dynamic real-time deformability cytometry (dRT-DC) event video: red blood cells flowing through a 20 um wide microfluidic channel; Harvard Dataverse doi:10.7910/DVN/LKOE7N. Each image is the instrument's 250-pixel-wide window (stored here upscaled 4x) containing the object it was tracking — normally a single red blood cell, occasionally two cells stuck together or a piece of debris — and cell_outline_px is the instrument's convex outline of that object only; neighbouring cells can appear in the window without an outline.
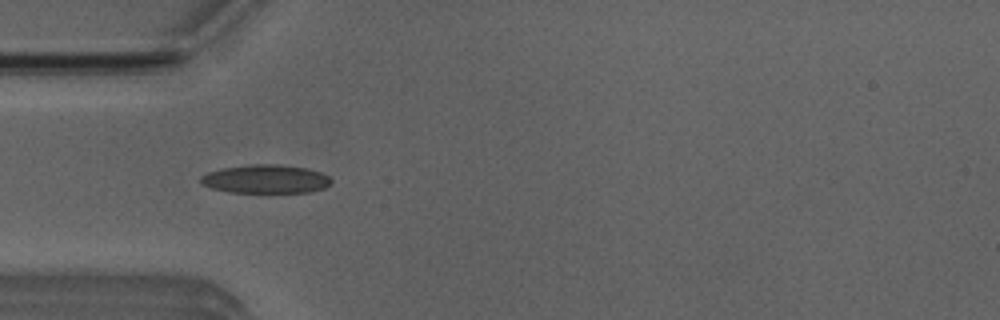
{"species": "Egyptian fruit bat (a non-hibernating species)", "species_latin": "Rousettus aegyptiacus", "temperature_condition": "room temperature", "stored_images_in_passage": 41, "camera_frame_rate_fps": 3000, "um_per_image_px": 0.085, "animal": {"sex": "male"}, "frame": {"image": 1, "passage_image": 4, "time_ms": 1.0, "image_size_px": [1000, 320], "cell_outline_px": [[332, 184], [324, 188], [312, 192], [228, 192], [212, 188], [200, 184], [200, 176], [208, 172], [224, 168], [252, 164], [276, 164], [304, 168], [320, 172], [328, 176], [332, 180]], "centroid_in_image_um": [22.58, 15.22], "position_along_channel_um": 62.4, "area_um2": 21.68}}
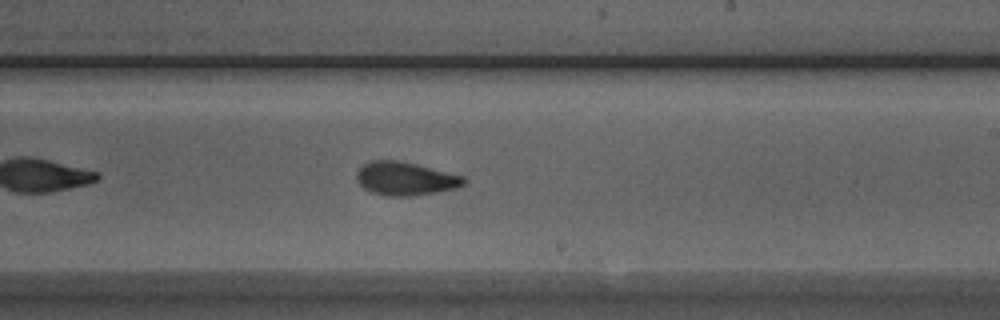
{"frame": {"image": 2, "passage_image": 19, "time_ms": 6.0, "image_size_px": [1000, 320], "cell_outline_px": [[468, 180], [464, 184], [456, 188], [408, 196], [384, 196], [372, 192], [364, 188], [360, 184], [356, 176], [356, 172], [368, 160], [400, 160], [464, 176]], "centroid_in_image_um": [34.44, 15.17], "position_along_channel_um": 254.6, "area_um2": 20.75}}
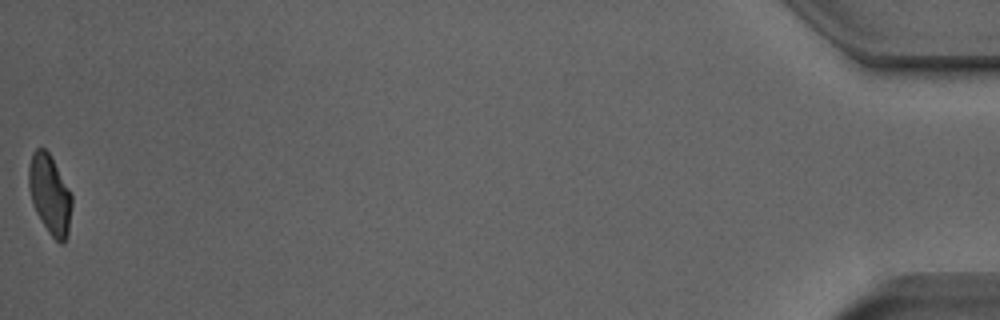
{"frame": {"image": 3, "passage_image": 41, "time_ms": 13.333, "image_size_px": [1000, 320], "cell_outline_px": [[72, 204], [68, 232], [64, 244], [60, 244], [48, 232], [36, 212], [32, 204], [28, 184], [28, 168], [32, 152], [36, 148], [44, 148], [48, 152], [68, 188], [72, 196]], "centroid_in_image_um": [4.22, 16.55], "position_along_channel_um": 431.0, "area_um2": 19.77}, "authors_computed_cell_mechanics": {"area_um2": 20.7502, "velocity_mm_per_s": 3.8517, "shape_relaxation_time_tau1_ms": 4.1026, "shape_relaxation_time_tau2_ms": 2.4628, "deformation_change_tau1": 0.1396, "deformation_change_tau2": 0.0889}}